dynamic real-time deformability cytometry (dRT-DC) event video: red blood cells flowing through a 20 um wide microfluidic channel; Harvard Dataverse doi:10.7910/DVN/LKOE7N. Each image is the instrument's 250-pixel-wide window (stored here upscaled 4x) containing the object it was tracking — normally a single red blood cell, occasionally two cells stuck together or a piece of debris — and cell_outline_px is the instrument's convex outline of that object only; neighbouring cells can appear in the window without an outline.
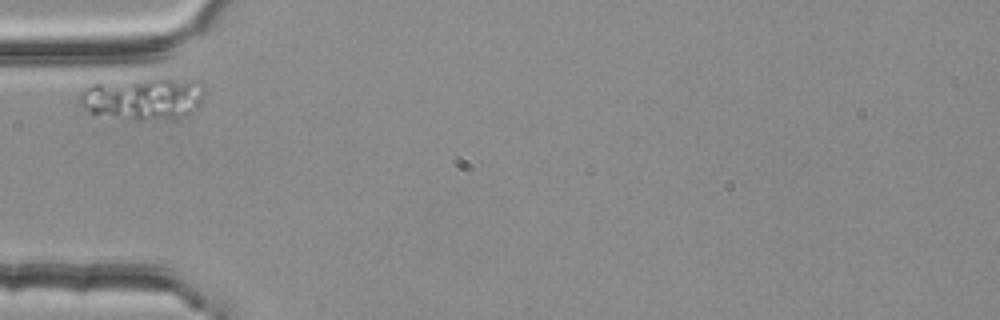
{"species": "common noctule bat (a hibernating species)", "species_latin": "Nyctalus noctula", "temperature_condition": "room temperature", "stored_images_in_passage": 1, "camera_frame_rate_fps": 3000, "um_per_image_px": 0.085, "animal": {"sex": "female", "body_mass_g": 25.1}, "frame": {"image": 1, "passage_image": 1, "time_ms": 0.0, "image_size_px": [1000, 320], "cell_outline_px": [[204, 92], [200, 104], [196, 108], [176, 120], [172, 120], [92, 112], [80, 104], [80, 96], [92, 84], [156, 76], [164, 76], [200, 80], [204, 84]], "centroid_in_image_um": [12.35, 8.27], "position_along_channel_um": 72.7, "area_um2": 30.4}}